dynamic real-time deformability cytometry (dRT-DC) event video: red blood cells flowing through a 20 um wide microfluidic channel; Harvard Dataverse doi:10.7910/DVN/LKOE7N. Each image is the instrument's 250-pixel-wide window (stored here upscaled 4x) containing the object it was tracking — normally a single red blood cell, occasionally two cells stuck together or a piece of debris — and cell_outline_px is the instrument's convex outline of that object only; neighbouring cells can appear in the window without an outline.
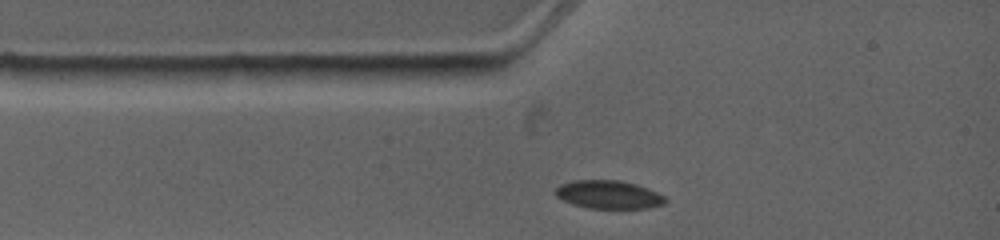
{"species": "common noctule bat (a hibernating species)", "species_latin": "Nyctalus noctula", "temperature_condition": "warm", "stored_images_in_passage": 3, "camera_frame_rate_fps": 4500, "um_per_image_px": 0.085, "animal": {"sex": "female", "body_mass_g": 19.0, "forearm_length_mm": 53.3}, "frame": {"image": 1, "passage_image": 1, "time_ms": 0.0, "image_size_px": [1000, 240], "cell_outline_px": [[668, 200], [664, 204], [648, 208], [588, 208], [572, 204], [556, 196], [552, 192], [560, 184], [572, 180], [620, 180], [636, 184], [656, 192], [664, 196]], "centroid_in_image_um": [51.7, 16.53], "position_along_channel_um": 33.3, "area_um2": 18.15}}
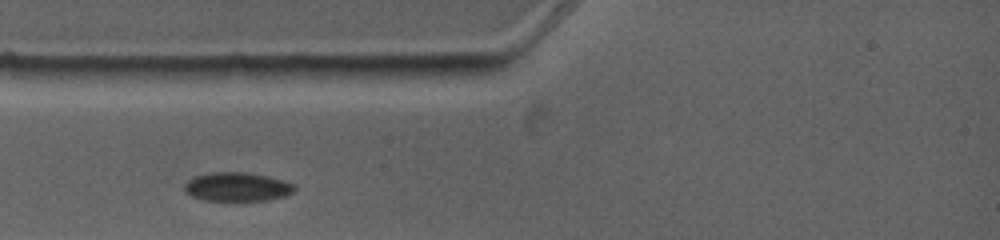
{"frame": {"image": 2, "passage_image": 2, "time_ms": 0.889, "image_size_px": [1000, 240], "cell_outline_px": [[296, 188], [292, 192], [284, 196], [268, 200], [204, 200], [192, 196], [184, 192], [184, 184], [192, 176], [208, 172], [248, 172], [268, 176], [284, 180], [292, 184]], "centroid_in_image_um": [20.11, 15.86], "position_along_channel_um": 64.9, "area_um2": 18.61}}
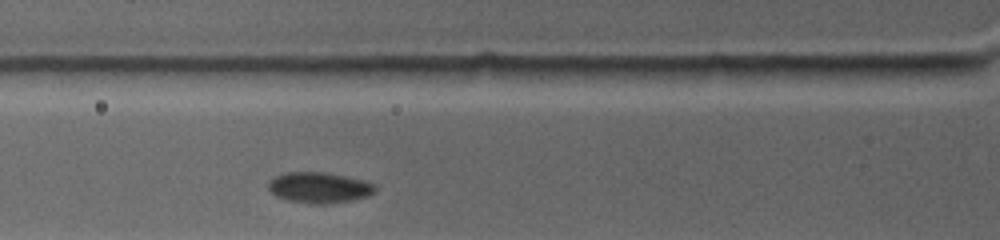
{"frame": {"image": 3, "passage_image": 3, "time_ms": 1.778, "image_size_px": [1000, 240], "cell_outline_px": [[376, 192], [368, 196], [352, 200], [328, 204], [312, 204], [288, 200], [276, 196], [268, 188], [268, 180], [284, 172], [324, 172], [364, 180], [376, 184]], "centroid_in_image_um": [27.15, 15.95], "position_along_channel_um": 98.7, "area_um2": 19.31}}